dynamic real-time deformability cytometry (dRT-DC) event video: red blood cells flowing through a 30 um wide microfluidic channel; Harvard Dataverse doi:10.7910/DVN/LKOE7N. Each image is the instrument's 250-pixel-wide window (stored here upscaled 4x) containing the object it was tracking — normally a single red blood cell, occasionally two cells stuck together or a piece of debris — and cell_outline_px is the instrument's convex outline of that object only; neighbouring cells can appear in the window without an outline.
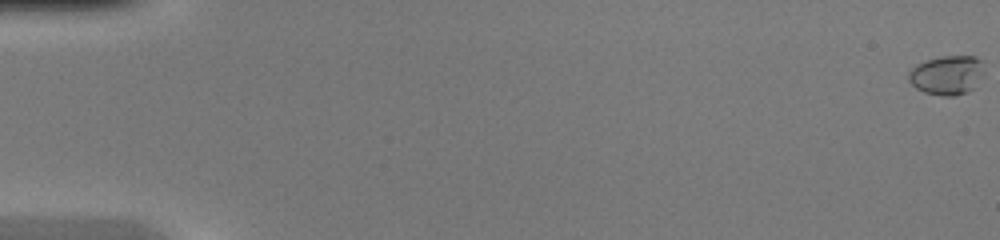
{"species": "common noctule bat (a hibernating species)", "species_latin": "Nyctalus noctula", "temperature_condition": "warm", "stored_images_in_passage": 48, "camera_frame_rate_fps": 3000, "um_per_image_px": 0.085, "animal": {"sex": "female", "body_mass_g": 20.0, "forearm_length_mm": 54.0}, "frame": {"image": 1, "passage_image": 1, "time_ms": 0.0, "image_size_px": [1000, 240], "cell_outline_px": [[984, 76], [968, 92], [956, 96], [944, 96], [924, 92], [916, 88], [908, 80], [908, 72], [916, 64], [928, 60], [944, 56], [976, 56], [980, 60]], "centroid_in_image_um": [80.49, 6.39], "position_along_channel_um": 4.5, "area_um2": 17.22}}
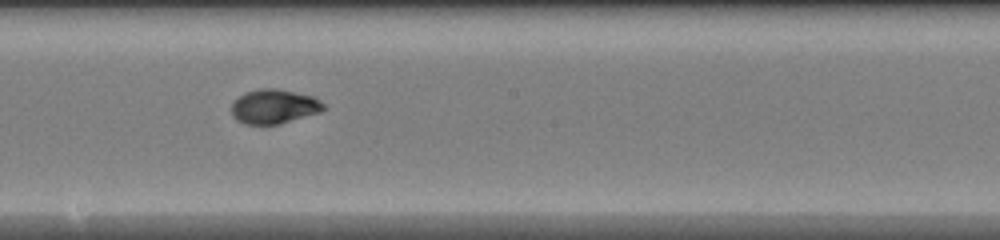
{"frame": {"image": 2, "passage_image": 28, "time_ms": 9.0, "image_size_px": [1000, 240], "cell_outline_px": [[328, 108], [320, 112], [280, 124], [244, 124], [236, 120], [232, 116], [232, 104], [244, 92], [260, 88], [276, 88], [312, 96], [320, 100]], "centroid_in_image_um": [23.31, 9.05], "position_along_channel_um": 224.9, "area_um2": 18.5}}
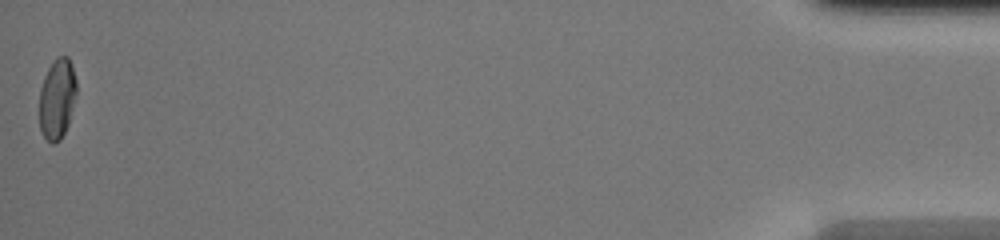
{"frame": {"image": 3, "passage_image": 48, "time_ms": 15.667, "image_size_px": [1000, 240], "cell_outline_px": [[76, 96], [68, 124], [60, 140], [52, 144], [44, 136], [40, 128], [40, 88], [44, 76], [52, 60], [56, 56], [68, 56], [76, 80]], "centroid_in_image_um": [4.85, 8.36], "position_along_channel_um": 430.3, "area_um2": 17.34}}